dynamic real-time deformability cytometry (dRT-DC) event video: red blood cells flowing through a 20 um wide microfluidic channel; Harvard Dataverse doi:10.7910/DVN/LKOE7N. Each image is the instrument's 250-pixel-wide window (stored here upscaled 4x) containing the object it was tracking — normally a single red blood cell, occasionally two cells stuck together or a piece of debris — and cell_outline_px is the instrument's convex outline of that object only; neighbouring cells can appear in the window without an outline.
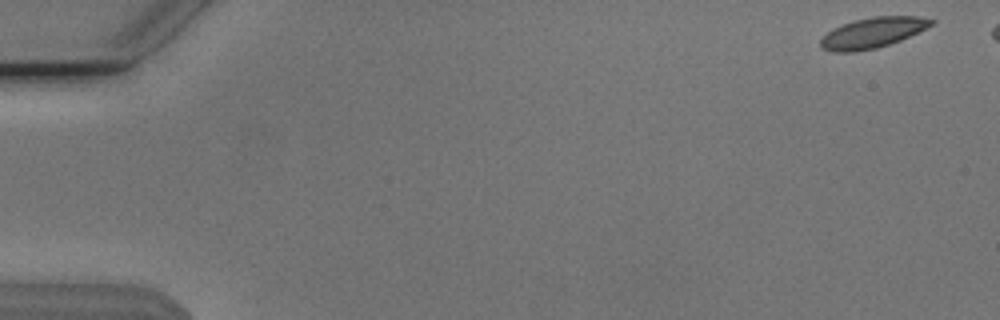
{"species": "Egyptian fruit bat (a non-hibernating species)", "species_latin": "Rousettus aegyptiacus", "temperature_condition": "cold", "stored_images_in_passage": 17, "camera_frame_rate_fps": 3000, "um_per_image_px": 0.085, "animal": {"sex": "male"}, "frame": {"image": 1, "passage_image": 1, "time_ms": 0.0, "image_size_px": [1000, 320], "cell_outline_px": [[936, 20], [932, 24], [900, 40], [876, 48], [852, 52], [832, 52], [820, 48], [820, 40], [832, 28], [856, 20], [872, 16], [920, 16]], "centroid_in_image_um": [74.13, 2.78], "position_along_channel_um": 10.9, "area_um2": 19.36}}